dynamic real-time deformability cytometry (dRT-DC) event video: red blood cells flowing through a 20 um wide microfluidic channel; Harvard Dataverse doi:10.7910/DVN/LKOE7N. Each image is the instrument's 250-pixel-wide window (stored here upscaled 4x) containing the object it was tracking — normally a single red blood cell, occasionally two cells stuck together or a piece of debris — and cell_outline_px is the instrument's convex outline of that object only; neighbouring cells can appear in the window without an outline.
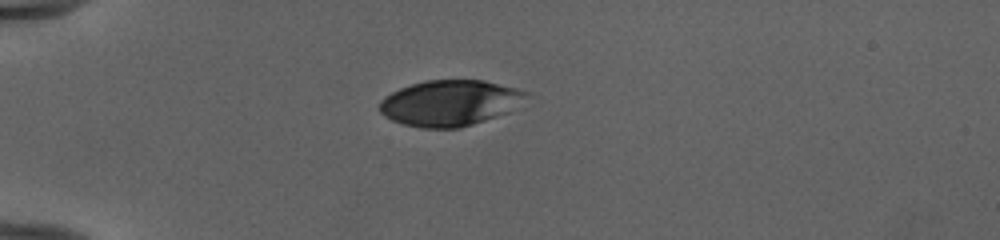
{"species": "human", "species_latin": "Homo sapiens", "temperature_condition": "cold", "stored_images_in_passage": 38, "camera_frame_rate_fps": 3000, "um_per_image_px": 0.085, "donor": {"sex": "female"}, "frame": {"image": 1, "passage_image": 1, "time_ms": 0.0, "image_size_px": [1000, 240], "cell_outline_px": [[528, 92], [508, 112], [460, 128], [420, 128], [404, 124], [392, 120], [384, 116], [380, 112], [380, 100], [384, 96], [400, 88], [424, 80], [484, 80], [516, 88]], "centroid_in_image_um": [38.16, 8.75], "position_along_channel_um": 46.8, "area_um2": 38.67}}
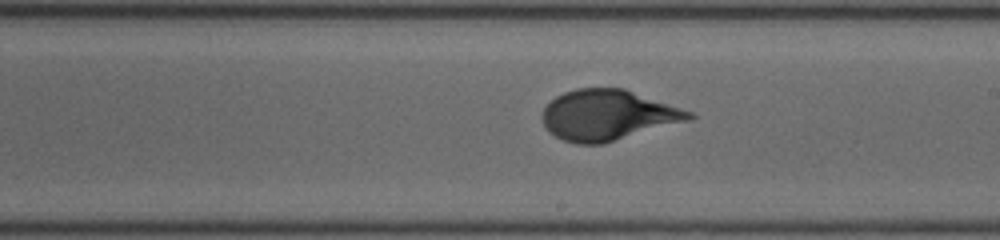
{"frame": {"image": 2, "passage_image": 18, "time_ms": 5.667, "image_size_px": [1000, 240], "cell_outline_px": [[696, 116], [692, 120], [604, 144], [576, 144], [564, 140], [548, 132], [544, 128], [540, 116], [544, 108], [556, 96], [564, 92], [576, 88], [624, 88], [692, 112]], "centroid_in_image_um": [51.66, 9.8], "position_along_channel_um": 237.3, "area_um2": 43.52}}
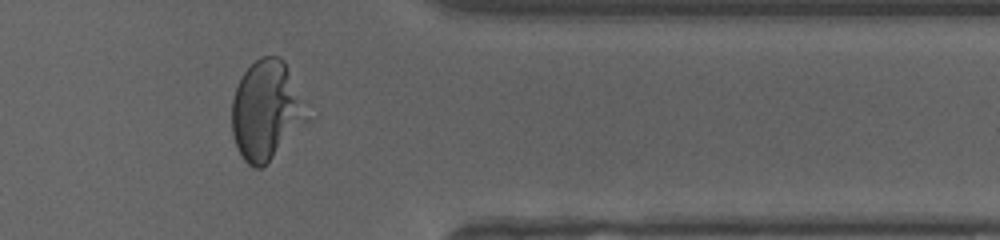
{"frame": {"image": 3, "passage_image": 30, "time_ms": 9.667, "image_size_px": [1000, 240], "cell_outline_px": [[308, 104], [272, 156], [260, 168], [256, 168], [248, 164], [244, 160], [236, 148], [232, 132], [232, 100], [236, 88], [244, 72], [260, 56], [280, 56], [284, 60]], "centroid_in_image_um": [22.52, 9.27], "position_along_channel_um": 388.9, "area_um2": 41.21}, "authors_computed_cell_mechanics": {"area_um2": 42.9165, "velocity_mm_per_s": 3.9786, "shape_relaxation_time_tau1_ms": 4.1815, "shape_relaxation_time_tau2_ms": null, "deformation_change_tau1": 0.2121, "deformation_change_tau2": null}}